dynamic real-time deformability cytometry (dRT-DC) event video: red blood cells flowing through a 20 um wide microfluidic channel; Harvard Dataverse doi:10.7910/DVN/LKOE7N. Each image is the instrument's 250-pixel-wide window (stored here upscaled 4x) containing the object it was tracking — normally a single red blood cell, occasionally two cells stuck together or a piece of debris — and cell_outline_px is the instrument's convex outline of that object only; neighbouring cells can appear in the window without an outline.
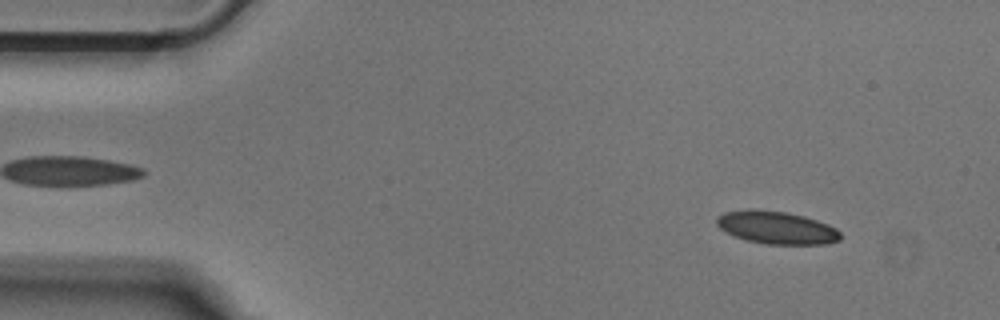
{"species": "Egyptian fruit bat (a non-hibernating species)", "species_latin": "Rousettus aegyptiacus", "temperature_condition": "cold", "stored_images_in_passage": 51, "camera_frame_rate_fps": 3000, "um_per_image_px": 0.085, "animal": {"sex": "male"}, "frame": {"image": 1, "passage_image": 5, "time_ms": 1.333, "image_size_px": [1000, 320], "cell_outline_px": [[840, 240], [828, 244], [764, 244], [748, 240], [736, 236], [720, 228], [716, 224], [716, 220], [724, 212], [788, 212], [804, 216], [828, 224], [836, 228], [840, 232]], "centroid_in_image_um": [66.11, 19.39], "position_along_channel_um": 18.9, "area_um2": 22.66}}
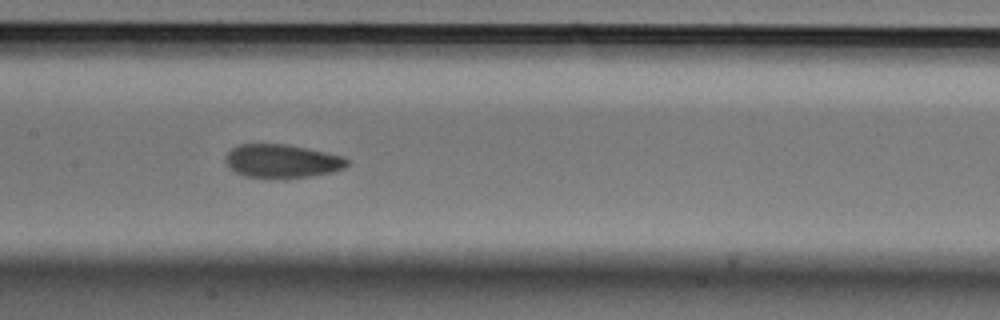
{"frame": {"image": 2, "passage_image": 24, "time_ms": 7.667, "image_size_px": [1000, 320], "cell_outline_px": [[348, 164], [344, 168], [332, 172], [308, 176], [244, 176], [236, 172], [224, 160], [224, 156], [232, 148], [240, 144], [284, 144], [344, 156], [348, 160]], "centroid_in_image_um": [23.97, 13.66], "position_along_channel_um": 183.4, "area_um2": 22.95}}
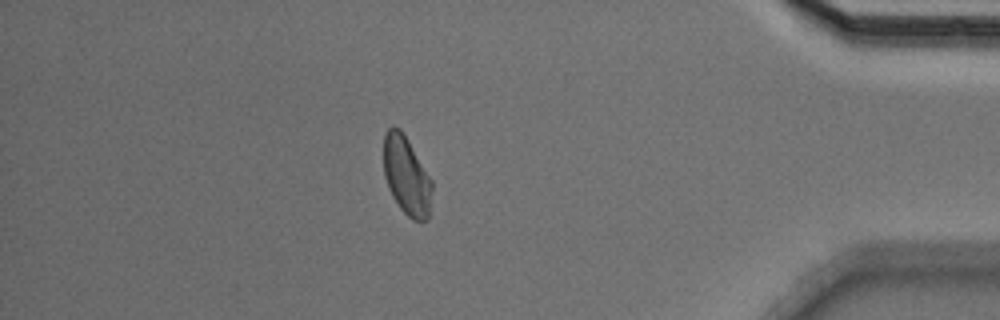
{"frame": {"image": 3, "passage_image": 44, "time_ms": 14.333, "image_size_px": [1000, 320], "cell_outline_px": [[432, 192], [428, 220], [412, 220], [400, 208], [392, 196], [388, 188], [384, 176], [384, 132], [392, 124], [400, 128], [432, 180]], "centroid_in_image_um": [34.54, 14.93], "position_along_channel_um": 400.7, "area_um2": 22.14}}